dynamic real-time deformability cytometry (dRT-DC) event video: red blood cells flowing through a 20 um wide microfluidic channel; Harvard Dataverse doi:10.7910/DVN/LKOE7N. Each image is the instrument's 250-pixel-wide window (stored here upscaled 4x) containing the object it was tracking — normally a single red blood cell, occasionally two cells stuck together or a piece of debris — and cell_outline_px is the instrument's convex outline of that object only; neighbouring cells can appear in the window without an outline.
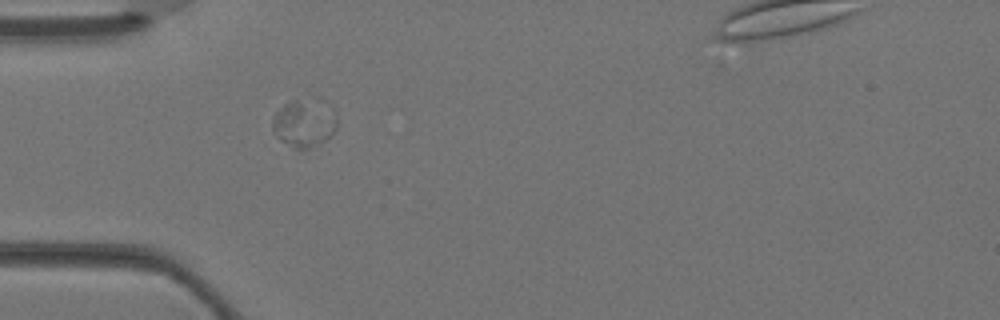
{"species": "Egyptian fruit bat (a non-hibernating species)", "species_latin": "Rousettus aegyptiacus", "temperature_condition": "warm", "stored_images_in_passage": 5, "camera_frame_rate_fps": 3000, "um_per_image_px": 0.085, "animal": {"sex": "female"}, "frame": {"image": 1, "passage_image": 4, "time_ms": 1.0, "image_size_px": [1000, 320], "cell_outline_px": [[336, 128], [324, 140], [300, 152], [292, 148], [280, 140], [276, 136], [272, 128], [272, 116], [288, 100], [316, 96], [320, 96], [336, 108]], "centroid_in_image_um": [25.88, 10.38], "position_along_channel_um": 59.1, "area_um2": 19.02}}